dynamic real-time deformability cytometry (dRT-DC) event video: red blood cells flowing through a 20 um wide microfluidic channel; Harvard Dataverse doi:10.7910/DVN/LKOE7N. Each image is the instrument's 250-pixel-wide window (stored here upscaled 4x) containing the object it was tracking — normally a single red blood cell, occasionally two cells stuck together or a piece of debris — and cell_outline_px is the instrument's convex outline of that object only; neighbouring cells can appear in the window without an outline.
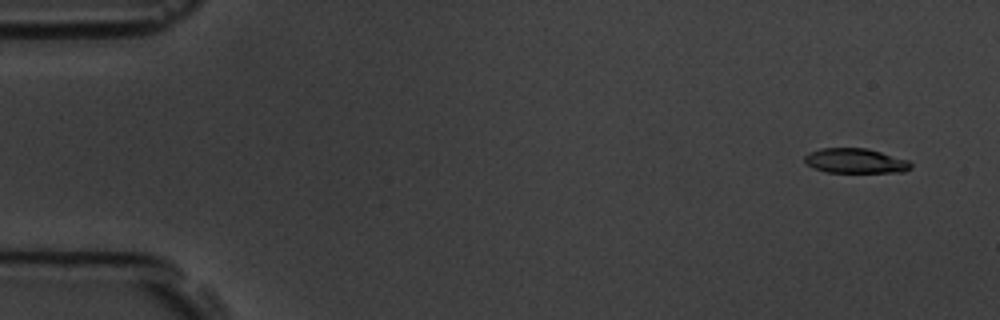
{"species": "common noctule bat (a hibernating species)", "species_latin": "Nyctalus noctula", "temperature_condition": "room temperature", "stored_images_in_passage": 9, "camera_frame_rate_fps": 3000, "um_per_image_px": 0.085, "animal": {"sex": "male", "body_mass_g": 19.5, "forearm_length_mm": 54.6}, "frame": {"image": 1, "passage_image": 1, "time_ms": 0.0, "image_size_px": [1000, 320], "cell_outline_px": [[912, 168], [904, 172], [828, 172], [812, 168], [804, 160], [804, 156], [808, 152], [820, 148], [868, 148], [908, 160], [912, 164]], "centroid_in_image_um": [72.71, 13.67], "position_along_channel_um": 12.3, "area_um2": 15.43}}
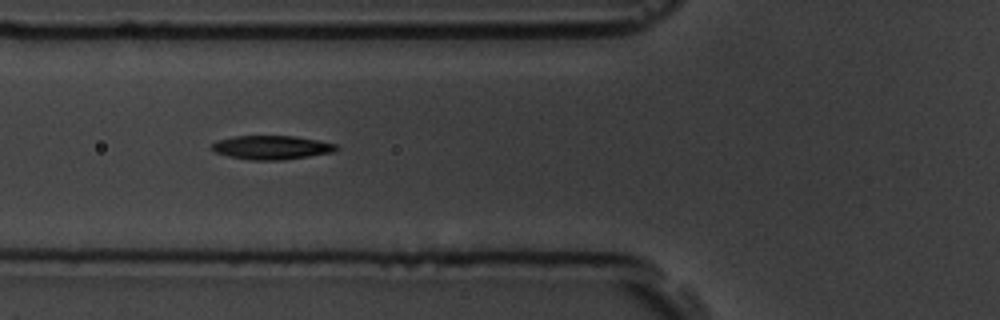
{"frame": {"image": 2, "passage_image": 6, "time_ms": 5.667, "image_size_px": [1000, 320], "cell_outline_px": [[340, 148], [332, 152], [284, 160], [248, 160], [228, 156], [212, 152], [208, 148], [216, 140], [236, 136], [296, 136], [336, 144]], "centroid_in_image_um": [23.01, 12.54], "position_along_channel_um": 102.8, "area_um2": 17.46}}
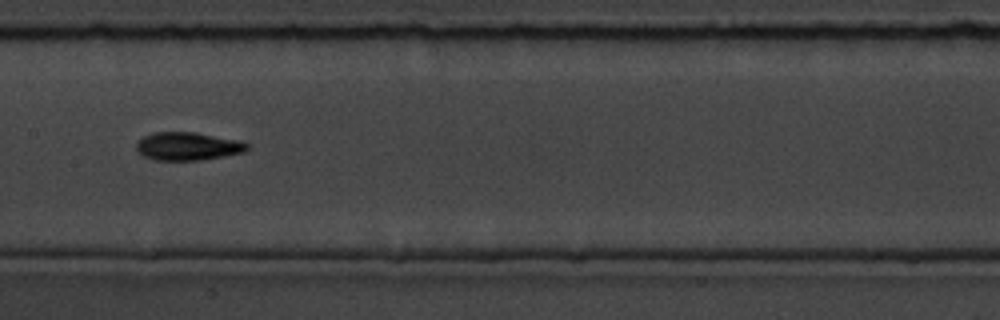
{"frame": {"image": 3, "passage_image": 8, "time_ms": 8.0, "image_size_px": [1000, 320], "cell_outline_px": [[252, 144], [244, 152], [224, 156], [200, 160], [152, 160], [144, 156], [136, 148], [136, 140], [152, 132], [196, 132], [240, 140]], "centroid_in_image_um": [15.98, 12.42], "position_along_channel_um": 191.4, "area_um2": 18.38}}